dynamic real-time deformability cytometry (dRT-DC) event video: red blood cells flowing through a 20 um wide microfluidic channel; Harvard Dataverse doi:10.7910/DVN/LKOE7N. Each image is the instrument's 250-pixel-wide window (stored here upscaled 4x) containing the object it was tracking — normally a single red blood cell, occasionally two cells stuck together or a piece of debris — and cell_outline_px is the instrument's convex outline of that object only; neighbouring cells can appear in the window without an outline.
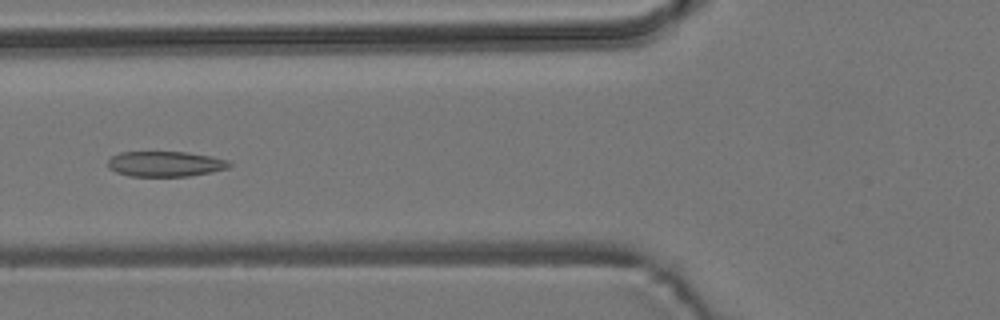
{"species": "common noctule bat (a hibernating species)", "species_latin": "Nyctalus noctula", "temperature_condition": "room temperature", "stored_images_in_passage": 56, "camera_frame_rate_fps": 3000, "um_per_image_px": 0.085, "animal": {"sex": "male", "body_mass_g": 19.2, "forearm_length_mm": 51.8}, "frame": {"image": 1, "passage_image": 21, "time_ms": 6.667, "image_size_px": [1000, 320], "cell_outline_px": [[232, 164], [228, 168], [212, 172], [188, 176], [128, 176], [116, 172], [108, 168], [108, 160], [112, 156], [120, 152], [188, 152], [212, 156], [228, 160]], "centroid_in_image_um": [14.06, 13.93], "position_along_channel_um": 111.7, "area_um2": 18.03}}
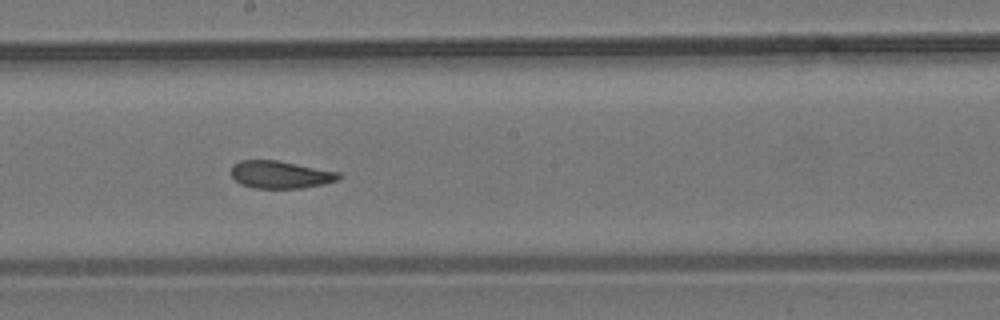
{"frame": {"image": 2, "passage_image": 30, "time_ms": 9.667, "image_size_px": [1000, 320], "cell_outline_px": [[344, 176], [336, 180], [324, 184], [304, 188], [256, 188], [240, 184], [232, 176], [232, 164], [240, 160], [280, 160], [340, 172]], "centroid_in_image_um": [23.87, 14.83], "position_along_channel_um": 224.3, "area_um2": 17.46}}
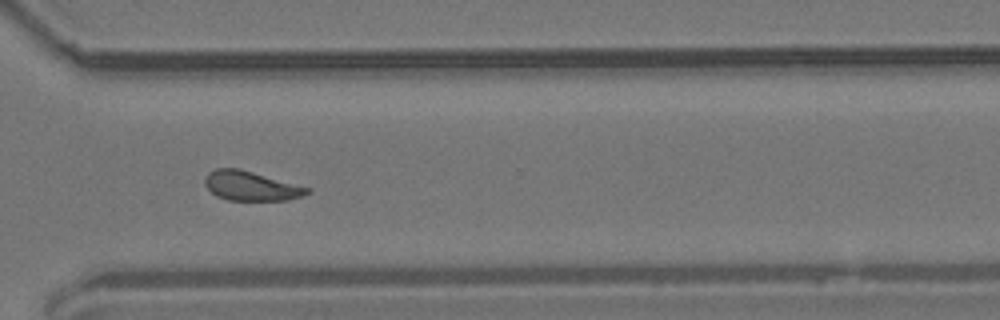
{"frame": {"image": 3, "passage_image": 40, "time_ms": 13.0, "image_size_px": [1000, 320], "cell_outline_px": [[312, 192], [288, 200], [228, 200], [216, 196], [204, 184], [204, 180], [208, 172], [216, 168], [240, 168], [312, 188]], "centroid_in_image_um": [21.35, 15.79], "position_along_channel_um": 349.3, "area_um2": 17.69}, "authors_computed_cell_mechanics": {"area_um2": 18.3226, "velocity_mm_per_s": 3.7584, "shape_relaxation_time_tau1_ms": null, "shape_relaxation_time_tau2_ms": 1.7689, "deformation_change_tau1": null, "deformation_change_tau2": 0.0844}}